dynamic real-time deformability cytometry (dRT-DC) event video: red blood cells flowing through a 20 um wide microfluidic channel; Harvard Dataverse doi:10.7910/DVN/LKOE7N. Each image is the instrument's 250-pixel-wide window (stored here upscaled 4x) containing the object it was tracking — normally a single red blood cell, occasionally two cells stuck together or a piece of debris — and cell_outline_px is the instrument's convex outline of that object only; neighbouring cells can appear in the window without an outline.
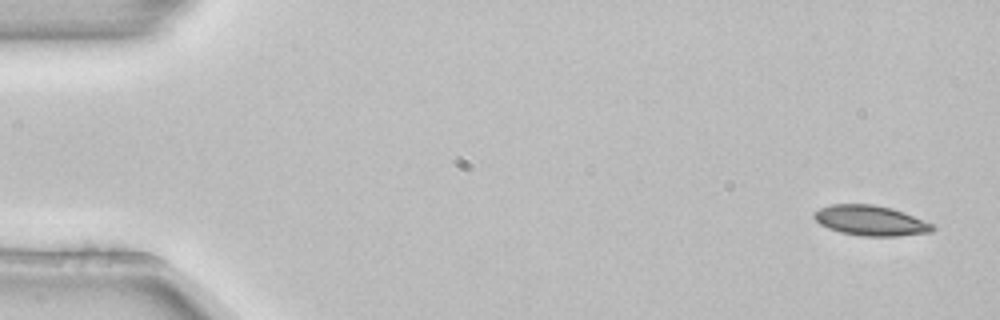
{"species": "common noctule bat (a hibernating species)", "species_latin": "Nyctalus noctula", "temperature_condition": "room temperature", "stored_images_in_passage": 5, "camera_frame_rate_fps": 3000, "um_per_image_px": 0.085, "animal": {"sex": "female", "body_mass_g": 22.7, "forearm_length_mm": 54.2}, "frame": {"image": 1, "passage_image": 1, "time_ms": 0.0, "image_size_px": [1000, 320], "cell_outline_px": [[936, 228], [932, 232], [900, 236], [864, 236], [840, 232], [828, 228], [820, 224], [812, 216], [812, 212], [820, 208], [832, 204], [872, 204], [892, 208], [904, 212], [932, 224]], "centroid_in_image_um": [73.99, 18.74], "position_along_channel_um": 11.0, "area_um2": 20.87}}
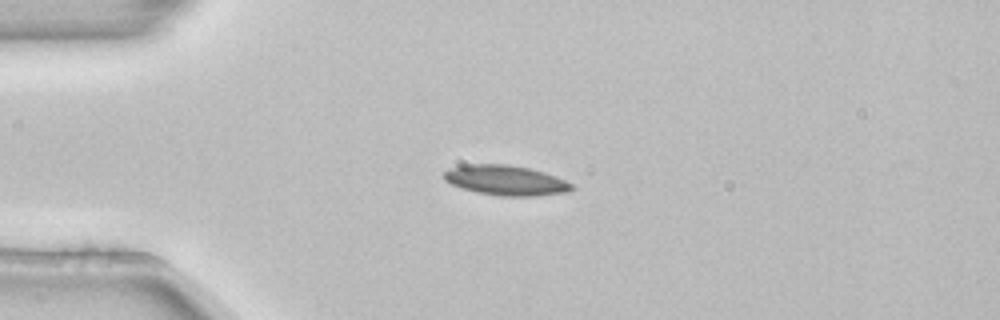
{"frame": {"image": 2, "passage_image": 4, "time_ms": 1.0, "image_size_px": [1000, 320], "cell_outline_px": [[576, 188], [568, 192], [536, 196], [504, 196], [476, 192], [460, 188], [444, 180], [444, 172], [448, 168], [464, 164], [508, 164], [528, 168], [544, 172], [556, 176], [572, 184]], "centroid_in_image_um": [42.98, 15.32], "position_along_channel_um": 42.0, "area_um2": 22.48}}